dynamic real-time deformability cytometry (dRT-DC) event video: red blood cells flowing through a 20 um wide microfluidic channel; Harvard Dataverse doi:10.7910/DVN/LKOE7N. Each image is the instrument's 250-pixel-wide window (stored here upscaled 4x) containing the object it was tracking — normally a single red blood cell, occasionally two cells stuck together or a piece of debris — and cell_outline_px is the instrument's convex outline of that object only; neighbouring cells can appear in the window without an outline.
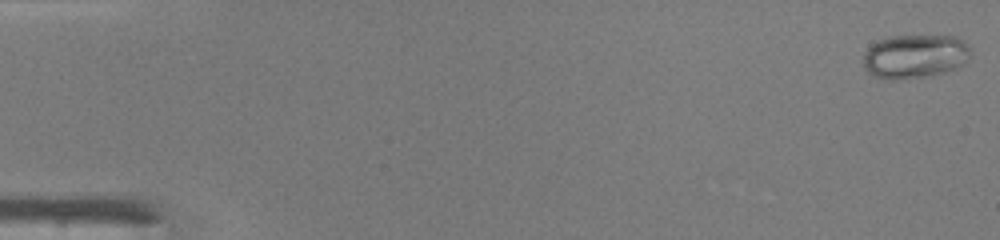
{"species": "common noctule bat (a hibernating species)", "species_latin": "Nyctalus noctula", "temperature_condition": "warm", "stored_images_in_passage": 47, "camera_frame_rate_fps": 3000, "um_per_image_px": 0.085, "animal": {"sex": "male", "body_mass_g": 19.0, "forearm_length_mm": 50.8}, "frame": {"image": 1, "passage_image": 1, "time_ms": 0.0, "image_size_px": [1000, 240], "cell_outline_px": [[968, 56], [964, 64], [956, 68], [932, 76], [892, 80], [888, 80], [872, 76], [864, 68], [864, 52], [872, 44], [888, 36], [952, 36], [968, 44]], "centroid_in_image_um": [77.72, 4.81], "position_along_channel_um": 7.3, "area_um2": 27.4}}
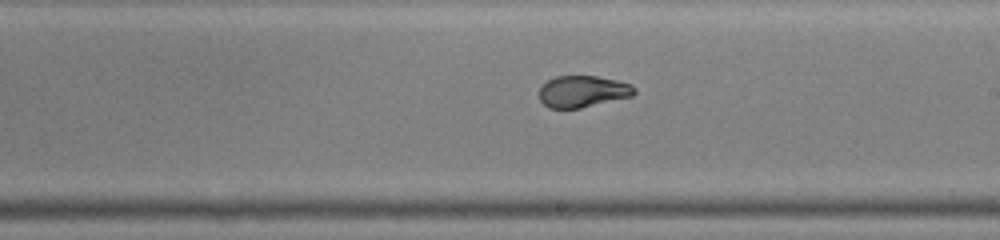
{"frame": {"image": 2, "passage_image": 28, "time_ms": 9.0, "image_size_px": [1000, 240], "cell_outline_px": [[636, 92], [632, 96], [580, 108], [548, 108], [540, 100], [540, 88], [548, 80], [556, 76], [596, 76], [616, 80], [632, 84], [636, 88]], "centroid_in_image_um": [49.55, 7.77], "position_along_channel_um": 239.5, "area_um2": 17.46}}
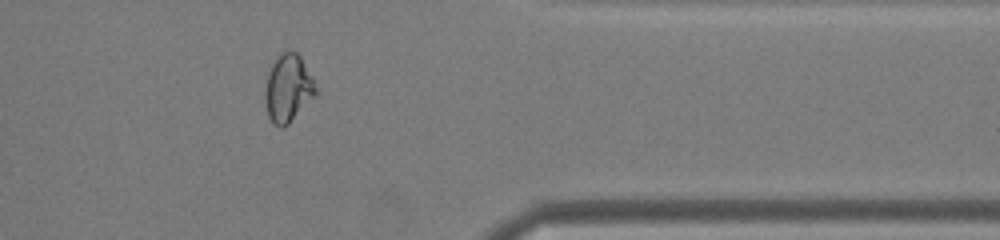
{"frame": {"image": 3, "passage_image": 39, "time_ms": 12.667, "image_size_px": [1000, 240], "cell_outline_px": [[316, 92], [288, 124], [284, 128], [280, 128], [272, 124], [268, 116], [264, 96], [264, 92], [268, 76], [272, 64], [276, 56], [280, 52], [296, 52], [300, 56], [312, 76], [316, 88]], "centroid_in_image_um": [24.45, 7.51], "position_along_channel_um": 387.0, "area_um2": 19.59}, "authors_computed_cell_mechanics": {"area_um2": 20.5768, "velocity_mm_per_s": 4.3474, "shape_relaxation_time_tau1_ms": 6.7911, "shape_relaxation_time_tau2_ms": null, "deformation_change_tau1": 0.2329, "deformation_change_tau2": null}}